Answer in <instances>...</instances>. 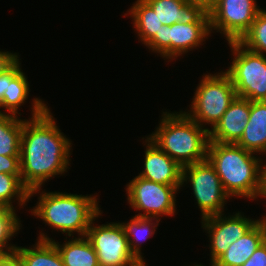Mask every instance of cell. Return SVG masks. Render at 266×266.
<instances>
[{
  "label": "cell",
  "instance_id": "cb8c5ba5",
  "mask_svg": "<svg viewBox=\"0 0 266 266\" xmlns=\"http://www.w3.org/2000/svg\"><path fill=\"white\" fill-rule=\"evenodd\" d=\"M16 199L20 207L29 201V190L23 185L21 175L0 173V205L14 208L12 199Z\"/></svg>",
  "mask_w": 266,
  "mask_h": 266
},
{
  "label": "cell",
  "instance_id": "4dcf8cb0",
  "mask_svg": "<svg viewBox=\"0 0 266 266\" xmlns=\"http://www.w3.org/2000/svg\"><path fill=\"white\" fill-rule=\"evenodd\" d=\"M0 266H24L19 254L14 251L9 254L0 255Z\"/></svg>",
  "mask_w": 266,
  "mask_h": 266
},
{
  "label": "cell",
  "instance_id": "4fadbf2b",
  "mask_svg": "<svg viewBox=\"0 0 266 266\" xmlns=\"http://www.w3.org/2000/svg\"><path fill=\"white\" fill-rule=\"evenodd\" d=\"M144 142H146L144 170L137 176L156 183L175 186L178 190L183 187L182 167L148 137Z\"/></svg>",
  "mask_w": 266,
  "mask_h": 266
},
{
  "label": "cell",
  "instance_id": "7c38bea8",
  "mask_svg": "<svg viewBox=\"0 0 266 266\" xmlns=\"http://www.w3.org/2000/svg\"><path fill=\"white\" fill-rule=\"evenodd\" d=\"M222 214L202 218V228L207 231L210 237V266L227 251L228 246L241 238L258 221L246 218L239 213L228 217Z\"/></svg>",
  "mask_w": 266,
  "mask_h": 266
},
{
  "label": "cell",
  "instance_id": "2e32d148",
  "mask_svg": "<svg viewBox=\"0 0 266 266\" xmlns=\"http://www.w3.org/2000/svg\"><path fill=\"white\" fill-rule=\"evenodd\" d=\"M265 240L266 218L261 217L249 231L229 245L227 251L211 266H241Z\"/></svg>",
  "mask_w": 266,
  "mask_h": 266
},
{
  "label": "cell",
  "instance_id": "1f68e13d",
  "mask_svg": "<svg viewBox=\"0 0 266 266\" xmlns=\"http://www.w3.org/2000/svg\"><path fill=\"white\" fill-rule=\"evenodd\" d=\"M260 198H266V164H262L261 169V188L258 195Z\"/></svg>",
  "mask_w": 266,
  "mask_h": 266
},
{
  "label": "cell",
  "instance_id": "8fae6325",
  "mask_svg": "<svg viewBox=\"0 0 266 266\" xmlns=\"http://www.w3.org/2000/svg\"><path fill=\"white\" fill-rule=\"evenodd\" d=\"M261 10L256 0H216L208 11L210 29L222 33L228 42L239 41Z\"/></svg>",
  "mask_w": 266,
  "mask_h": 266
},
{
  "label": "cell",
  "instance_id": "d6a6232c",
  "mask_svg": "<svg viewBox=\"0 0 266 266\" xmlns=\"http://www.w3.org/2000/svg\"><path fill=\"white\" fill-rule=\"evenodd\" d=\"M188 3H194L203 6L209 11L214 5L216 0H186Z\"/></svg>",
  "mask_w": 266,
  "mask_h": 266
},
{
  "label": "cell",
  "instance_id": "30bf717a",
  "mask_svg": "<svg viewBox=\"0 0 266 266\" xmlns=\"http://www.w3.org/2000/svg\"><path fill=\"white\" fill-rule=\"evenodd\" d=\"M209 34H211L210 23L176 22L171 26L161 25L159 32H156L145 46L163 58L174 60L202 45Z\"/></svg>",
  "mask_w": 266,
  "mask_h": 266
},
{
  "label": "cell",
  "instance_id": "83f0119b",
  "mask_svg": "<svg viewBox=\"0 0 266 266\" xmlns=\"http://www.w3.org/2000/svg\"><path fill=\"white\" fill-rule=\"evenodd\" d=\"M21 71L19 60L3 75H0V103L3 101V94L8 88V83Z\"/></svg>",
  "mask_w": 266,
  "mask_h": 266
},
{
  "label": "cell",
  "instance_id": "603a6c76",
  "mask_svg": "<svg viewBox=\"0 0 266 266\" xmlns=\"http://www.w3.org/2000/svg\"><path fill=\"white\" fill-rule=\"evenodd\" d=\"M29 83L22 70L8 83V88L3 94L0 109L9 111V114L17 116L18 109L28 99Z\"/></svg>",
  "mask_w": 266,
  "mask_h": 266
},
{
  "label": "cell",
  "instance_id": "8992f818",
  "mask_svg": "<svg viewBox=\"0 0 266 266\" xmlns=\"http://www.w3.org/2000/svg\"><path fill=\"white\" fill-rule=\"evenodd\" d=\"M228 44L234 58L225 72L236 95L250 101H266V55L247 49L239 41Z\"/></svg>",
  "mask_w": 266,
  "mask_h": 266
},
{
  "label": "cell",
  "instance_id": "f546056e",
  "mask_svg": "<svg viewBox=\"0 0 266 266\" xmlns=\"http://www.w3.org/2000/svg\"><path fill=\"white\" fill-rule=\"evenodd\" d=\"M19 60L18 54L0 51V75H3Z\"/></svg>",
  "mask_w": 266,
  "mask_h": 266
},
{
  "label": "cell",
  "instance_id": "d4e9b609",
  "mask_svg": "<svg viewBox=\"0 0 266 266\" xmlns=\"http://www.w3.org/2000/svg\"><path fill=\"white\" fill-rule=\"evenodd\" d=\"M15 211L14 208L0 205V255L9 254L16 250L17 246L8 244V241L21 229V221Z\"/></svg>",
  "mask_w": 266,
  "mask_h": 266
},
{
  "label": "cell",
  "instance_id": "5bb4252c",
  "mask_svg": "<svg viewBox=\"0 0 266 266\" xmlns=\"http://www.w3.org/2000/svg\"><path fill=\"white\" fill-rule=\"evenodd\" d=\"M250 116V100L236 96L220 121L209 131V141L236 144Z\"/></svg>",
  "mask_w": 266,
  "mask_h": 266
},
{
  "label": "cell",
  "instance_id": "ffe728a7",
  "mask_svg": "<svg viewBox=\"0 0 266 266\" xmlns=\"http://www.w3.org/2000/svg\"><path fill=\"white\" fill-rule=\"evenodd\" d=\"M159 219L160 218L134 216L129 222L121 223L128 239L130 251L142 264H145V259H143V255H141L140 245L142 244H140V242L145 241L155 234L157 229L156 226H158V222H160ZM154 220L156 223L152 222Z\"/></svg>",
  "mask_w": 266,
  "mask_h": 266
},
{
  "label": "cell",
  "instance_id": "7402d4cb",
  "mask_svg": "<svg viewBox=\"0 0 266 266\" xmlns=\"http://www.w3.org/2000/svg\"><path fill=\"white\" fill-rule=\"evenodd\" d=\"M24 120L0 111V155L20 156V140Z\"/></svg>",
  "mask_w": 266,
  "mask_h": 266
},
{
  "label": "cell",
  "instance_id": "3957f363",
  "mask_svg": "<svg viewBox=\"0 0 266 266\" xmlns=\"http://www.w3.org/2000/svg\"><path fill=\"white\" fill-rule=\"evenodd\" d=\"M160 121L157 130L147 137L182 168L207 159L209 128L183 111L163 112Z\"/></svg>",
  "mask_w": 266,
  "mask_h": 266
},
{
  "label": "cell",
  "instance_id": "9a60e30c",
  "mask_svg": "<svg viewBox=\"0 0 266 266\" xmlns=\"http://www.w3.org/2000/svg\"><path fill=\"white\" fill-rule=\"evenodd\" d=\"M157 14L163 25L171 26L176 22L210 23L209 12L201 5L186 0H145Z\"/></svg>",
  "mask_w": 266,
  "mask_h": 266
},
{
  "label": "cell",
  "instance_id": "9c48e42d",
  "mask_svg": "<svg viewBox=\"0 0 266 266\" xmlns=\"http://www.w3.org/2000/svg\"><path fill=\"white\" fill-rule=\"evenodd\" d=\"M126 194L131 208L144 213L136 217L159 218L161 215L174 216L176 213L175 186L156 183L136 176L126 185Z\"/></svg>",
  "mask_w": 266,
  "mask_h": 266
},
{
  "label": "cell",
  "instance_id": "44dd1931",
  "mask_svg": "<svg viewBox=\"0 0 266 266\" xmlns=\"http://www.w3.org/2000/svg\"><path fill=\"white\" fill-rule=\"evenodd\" d=\"M24 266H64L56 246L51 241L38 240L33 247H16Z\"/></svg>",
  "mask_w": 266,
  "mask_h": 266
},
{
  "label": "cell",
  "instance_id": "e0dca14e",
  "mask_svg": "<svg viewBox=\"0 0 266 266\" xmlns=\"http://www.w3.org/2000/svg\"><path fill=\"white\" fill-rule=\"evenodd\" d=\"M236 144L253 153H266V101H250V116Z\"/></svg>",
  "mask_w": 266,
  "mask_h": 266
},
{
  "label": "cell",
  "instance_id": "484cf974",
  "mask_svg": "<svg viewBox=\"0 0 266 266\" xmlns=\"http://www.w3.org/2000/svg\"><path fill=\"white\" fill-rule=\"evenodd\" d=\"M239 42L247 49L261 53L266 52V10L262 9L250 29L241 37Z\"/></svg>",
  "mask_w": 266,
  "mask_h": 266
},
{
  "label": "cell",
  "instance_id": "ac0fdd59",
  "mask_svg": "<svg viewBox=\"0 0 266 266\" xmlns=\"http://www.w3.org/2000/svg\"><path fill=\"white\" fill-rule=\"evenodd\" d=\"M38 238L56 246L64 266H99L97 253L86 236L69 239L62 245L41 232Z\"/></svg>",
  "mask_w": 266,
  "mask_h": 266
},
{
  "label": "cell",
  "instance_id": "d6986e66",
  "mask_svg": "<svg viewBox=\"0 0 266 266\" xmlns=\"http://www.w3.org/2000/svg\"><path fill=\"white\" fill-rule=\"evenodd\" d=\"M142 44L146 45L161 29L162 22L157 18L153 8L145 0H137L127 11Z\"/></svg>",
  "mask_w": 266,
  "mask_h": 266
},
{
  "label": "cell",
  "instance_id": "4316f807",
  "mask_svg": "<svg viewBox=\"0 0 266 266\" xmlns=\"http://www.w3.org/2000/svg\"><path fill=\"white\" fill-rule=\"evenodd\" d=\"M0 173L21 175L20 156L0 155Z\"/></svg>",
  "mask_w": 266,
  "mask_h": 266
},
{
  "label": "cell",
  "instance_id": "ba28073f",
  "mask_svg": "<svg viewBox=\"0 0 266 266\" xmlns=\"http://www.w3.org/2000/svg\"><path fill=\"white\" fill-rule=\"evenodd\" d=\"M90 223L86 237L97 253L99 266H142L143 264L130 251L125 230L120 222H110L94 226Z\"/></svg>",
  "mask_w": 266,
  "mask_h": 266
},
{
  "label": "cell",
  "instance_id": "52a82bcc",
  "mask_svg": "<svg viewBox=\"0 0 266 266\" xmlns=\"http://www.w3.org/2000/svg\"><path fill=\"white\" fill-rule=\"evenodd\" d=\"M192 185L195 200L201 210L202 218L222 214L226 199L225 192L214 166L208 159L182 168V184Z\"/></svg>",
  "mask_w": 266,
  "mask_h": 266
},
{
  "label": "cell",
  "instance_id": "6da1fadb",
  "mask_svg": "<svg viewBox=\"0 0 266 266\" xmlns=\"http://www.w3.org/2000/svg\"><path fill=\"white\" fill-rule=\"evenodd\" d=\"M32 106V117L24 119L20 140L21 181L29 198L40 193L48 179L67 172L72 149L44 101L35 98Z\"/></svg>",
  "mask_w": 266,
  "mask_h": 266
},
{
  "label": "cell",
  "instance_id": "5b68a950",
  "mask_svg": "<svg viewBox=\"0 0 266 266\" xmlns=\"http://www.w3.org/2000/svg\"><path fill=\"white\" fill-rule=\"evenodd\" d=\"M196 89L190 111L183 112L202 127L211 124L212 130L237 96L236 90L226 72L205 74Z\"/></svg>",
  "mask_w": 266,
  "mask_h": 266
},
{
  "label": "cell",
  "instance_id": "7a4b0ae2",
  "mask_svg": "<svg viewBox=\"0 0 266 266\" xmlns=\"http://www.w3.org/2000/svg\"><path fill=\"white\" fill-rule=\"evenodd\" d=\"M254 154L234 143L209 141L207 159L229 196L259 198L263 161Z\"/></svg>",
  "mask_w": 266,
  "mask_h": 266
},
{
  "label": "cell",
  "instance_id": "f1b7e54d",
  "mask_svg": "<svg viewBox=\"0 0 266 266\" xmlns=\"http://www.w3.org/2000/svg\"><path fill=\"white\" fill-rule=\"evenodd\" d=\"M241 266H266V240L255 250Z\"/></svg>",
  "mask_w": 266,
  "mask_h": 266
},
{
  "label": "cell",
  "instance_id": "277c9868",
  "mask_svg": "<svg viewBox=\"0 0 266 266\" xmlns=\"http://www.w3.org/2000/svg\"><path fill=\"white\" fill-rule=\"evenodd\" d=\"M39 195L32 215L69 237L75 232L80 237L86 236L91 221L101 212L98 196L46 191Z\"/></svg>",
  "mask_w": 266,
  "mask_h": 266
}]
</instances>
